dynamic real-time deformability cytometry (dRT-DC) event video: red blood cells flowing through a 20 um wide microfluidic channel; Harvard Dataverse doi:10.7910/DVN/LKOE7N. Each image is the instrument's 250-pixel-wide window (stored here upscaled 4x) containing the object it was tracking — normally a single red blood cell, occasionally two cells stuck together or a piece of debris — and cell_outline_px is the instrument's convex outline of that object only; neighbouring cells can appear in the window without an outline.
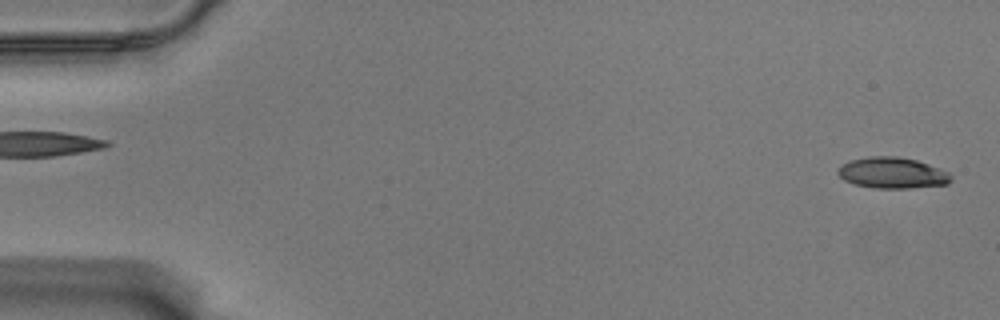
{"species": "Egyptian fruit bat (a non-hibernating species)", "species_latin": "Rousettus aegyptiacus", "temperature_condition": "warm", "stored_images_in_passage": 58, "camera_frame_rate_fps": 3000, "um_per_image_px": 0.085, "animal": {"sex": "male"}, "frame": {"image": 1, "passage_image": 2, "time_ms": 0.333, "image_size_px": [1000, 320], "cell_outline_px": [[952, 180], [948, 184], [912, 188], [876, 188], [856, 184], [844, 180], [836, 172], [844, 164], [852, 160], [868, 156], [896, 156], [916, 160], [928, 164], [948, 172], [952, 176]], "centroid_in_image_um": [75.88, 14.7], "position_along_channel_um": 9.1, "area_um2": 20.29}}
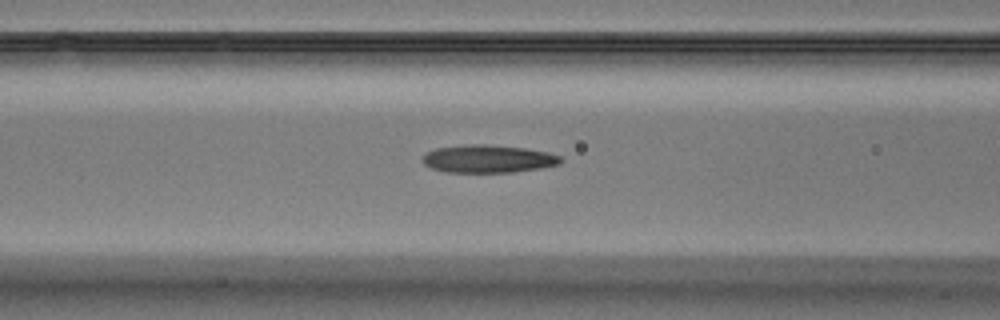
{"frame": {"image": 2, "passage_image": 24, "time_ms": 7.667, "image_size_px": [1000, 320], "cell_outline_px": [[564, 160], [560, 164], [540, 168], [512, 172], [444, 172], [432, 168], [424, 164], [424, 156], [428, 152], [436, 148], [464, 144], [484, 144], [524, 148], [548, 152], [560, 156]], "centroid_in_image_um": [41.52, 13.5], "position_along_channel_um": 125.1, "area_um2": 22.31}}
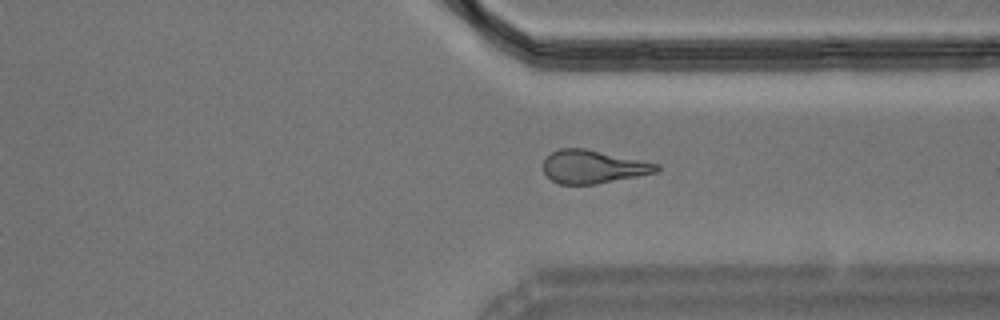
{"frame": {"image": 3, "passage_image": 44, "time_ms": 14.333, "image_size_px": [1000, 320], "cell_outline_px": [[660, 168], [656, 172], [596, 184], [560, 184], [552, 180], [544, 172], [544, 160], [552, 152], [560, 148], [584, 148], [660, 164]], "centroid_in_image_um": [50.41, 14.17], "position_along_channel_um": 361.0, "area_um2": 21.62}, "authors_computed_cell_mechanics": {"area_um2": 21.964, "velocity_mm_per_s": 3.5414, "shape_relaxation_time_tau1_ms": 5.3635, "shape_relaxation_time_tau2_ms": 3.6986, "deformation_change_tau1": 0.1851, "deformation_change_tau2": 0.1524}}